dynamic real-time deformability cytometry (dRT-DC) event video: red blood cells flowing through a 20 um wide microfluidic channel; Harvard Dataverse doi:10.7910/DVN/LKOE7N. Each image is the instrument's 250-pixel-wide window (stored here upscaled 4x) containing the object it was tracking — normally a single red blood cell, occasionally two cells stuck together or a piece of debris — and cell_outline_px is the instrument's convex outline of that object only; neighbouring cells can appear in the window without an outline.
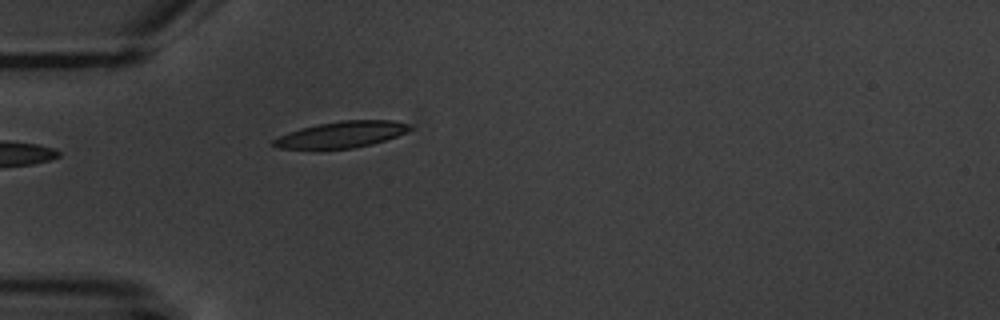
{"species": "common noctule bat (a hibernating species)", "species_latin": "Nyctalus noctula", "temperature_condition": "warm", "stored_images_in_passage": 5, "camera_frame_rate_fps": 3000, "um_per_image_px": 0.085, "animal": {"sex": "male", "body_mass_g": 20.1, "forearm_length_mm": 53.5}, "frame": {"image": 1, "passage_image": 5, "time_ms": 4.667, "image_size_px": [1000, 320], "cell_outline_px": [[412, 128], [396, 136], [372, 144], [352, 148], [276, 148], [272, 144], [272, 140], [288, 132], [300, 128], [340, 120], [396, 120], [408, 124]], "centroid_in_image_um": [29.02, 11.42], "position_along_channel_um": 56.0, "area_um2": 20.52}}